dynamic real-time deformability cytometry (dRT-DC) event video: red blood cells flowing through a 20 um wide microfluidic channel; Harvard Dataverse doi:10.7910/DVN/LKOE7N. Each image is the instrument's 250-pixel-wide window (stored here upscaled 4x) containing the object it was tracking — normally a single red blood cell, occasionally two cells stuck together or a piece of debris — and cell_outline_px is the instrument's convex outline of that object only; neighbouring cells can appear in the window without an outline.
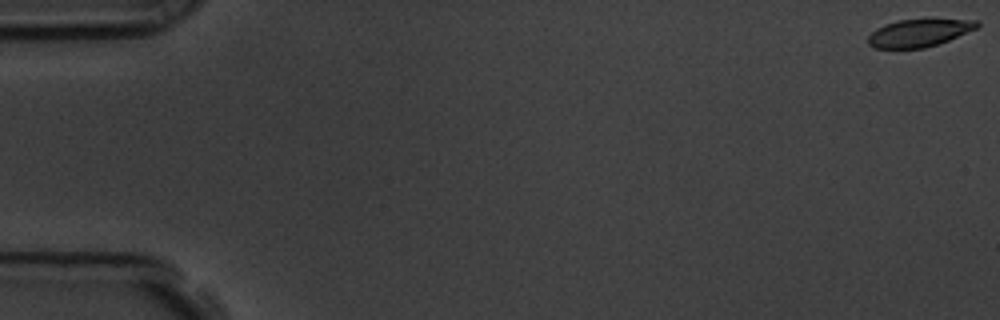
{"species": "common noctule bat (a hibernating species)", "species_latin": "Nyctalus noctula", "temperature_condition": "room temperature", "stored_images_in_passage": 58, "camera_frame_rate_fps": 3000, "um_per_image_px": 0.085, "animal": {"sex": "male", "body_mass_g": 19.5, "forearm_length_mm": 54.6}, "frame": {"image": 1, "passage_image": 1, "time_ms": 0.0, "image_size_px": [1000, 320], "cell_outline_px": [[980, 24], [976, 28], [948, 40], [924, 48], [876, 48], [868, 44], [868, 36], [876, 28], [884, 24], [900, 20], [976, 20]], "centroid_in_image_um": [78.06, 2.81], "position_along_channel_um": 6.9, "area_um2": 17.05}}
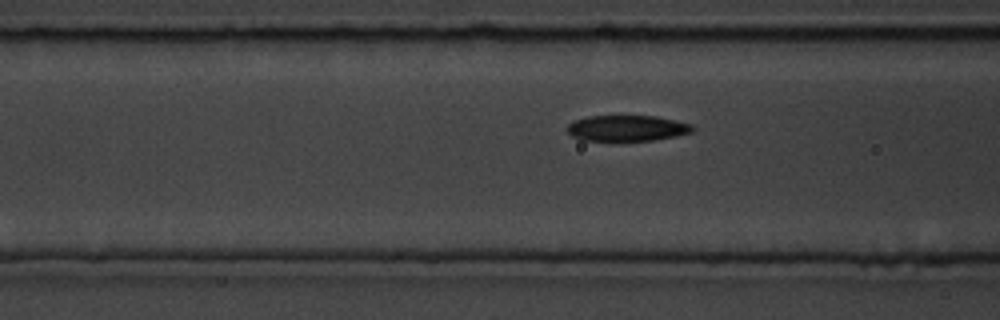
{"frame": {"image": 2, "passage_image": 23, "time_ms": 7.333, "image_size_px": [1000, 320], "cell_outline_px": [[696, 128], [692, 132], [676, 136], [652, 140], [580, 140], [572, 136], [568, 132], [568, 124], [572, 120], [588, 116], [656, 116], [692, 124]], "centroid_in_image_um": [53.3, 10.88], "position_along_channel_um": 113.3, "area_um2": 18.84}}
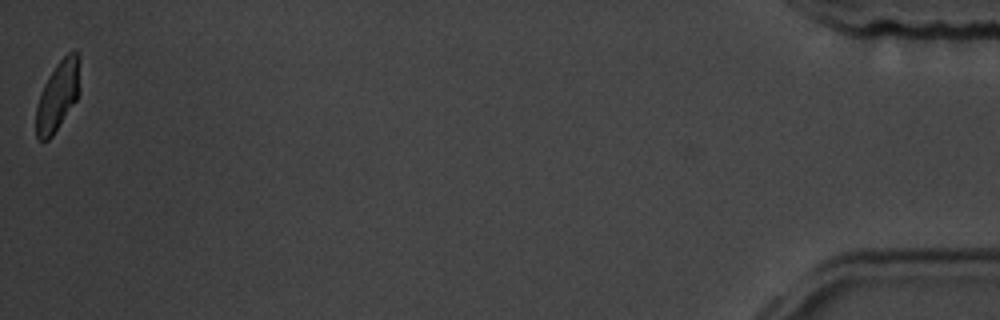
{"frame": {"image": 3, "passage_image": 58, "time_ms": 19.0, "image_size_px": [1000, 320], "cell_outline_px": [[80, 92], [76, 100], [52, 136], [48, 140], [40, 140], [36, 136], [36, 108], [40, 92], [48, 76], [56, 64], [68, 52], [76, 52], [80, 56]], "centroid_in_image_um": [4.93, 8.11], "position_along_channel_um": 430.3, "area_um2": 17.92}, "authors_computed_cell_mechanics": {"area_um2": 19.2474, "velocity_mm_per_s": 3.5543, "shape_relaxation_time_tau1_ms": 2.3397, "shape_relaxation_time_tau2_ms": 2.1389, "deformation_change_tau1": 0.1184, "deformation_change_tau2": 0.0756}}